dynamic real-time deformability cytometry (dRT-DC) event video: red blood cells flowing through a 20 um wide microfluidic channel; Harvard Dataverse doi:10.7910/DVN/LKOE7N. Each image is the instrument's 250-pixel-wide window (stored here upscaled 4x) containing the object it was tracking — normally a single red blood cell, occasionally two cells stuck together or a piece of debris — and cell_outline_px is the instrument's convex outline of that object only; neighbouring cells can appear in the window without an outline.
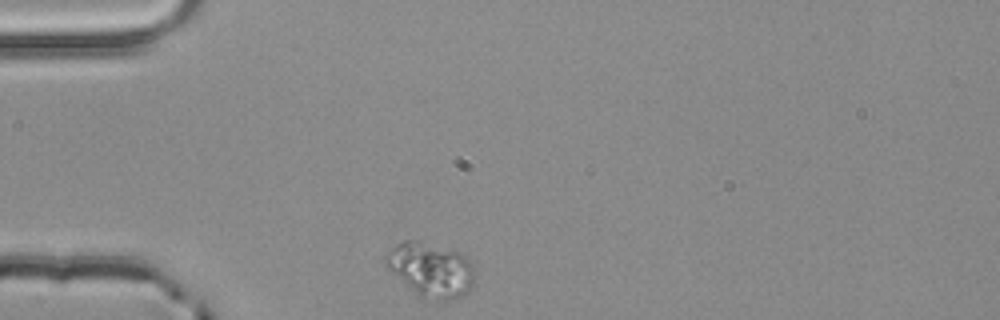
{"species": "common noctule bat (a hibernating species)", "species_latin": "Nyctalus noctula", "temperature_condition": "room temperature", "stored_images_in_passage": 1, "camera_frame_rate_fps": 3000, "um_per_image_px": 0.085, "animal": {"sex": "male", "body_mass_g": 20.4}, "frame": {"image": 1, "passage_image": 1, "time_ms": 0.0, "image_size_px": [1000, 320], "cell_outline_px": [[472, 284], [468, 292], [464, 296], [456, 300], [448, 300], [420, 296], [384, 268], [384, 256], [392, 248], [404, 240], [416, 240], [460, 252], [472, 260]], "centroid_in_image_um": [36.59, 22.91], "position_along_channel_um": 48.4, "area_um2": 28.09}}